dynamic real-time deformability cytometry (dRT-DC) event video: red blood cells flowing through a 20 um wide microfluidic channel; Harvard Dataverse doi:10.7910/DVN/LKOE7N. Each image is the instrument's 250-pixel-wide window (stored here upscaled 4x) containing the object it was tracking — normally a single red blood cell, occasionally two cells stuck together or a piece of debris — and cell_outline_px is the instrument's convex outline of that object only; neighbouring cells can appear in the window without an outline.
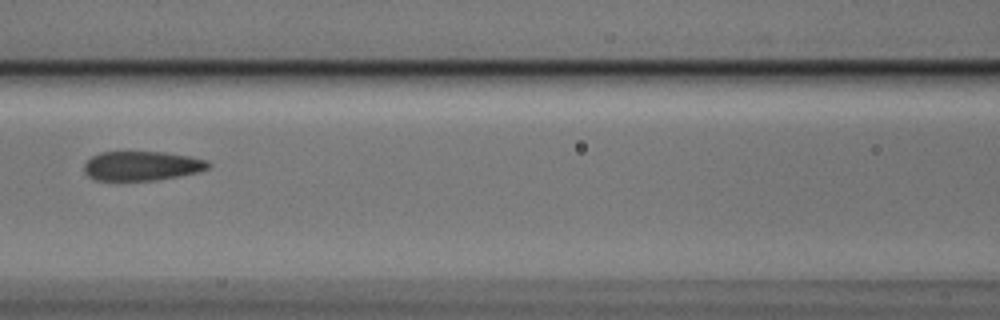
{"species": "Egyptian fruit bat (a non-hibernating species)", "species_latin": "Rousettus aegyptiacus", "temperature_condition": "cold", "stored_images_in_passage": 11, "camera_frame_rate_fps": 3000, "um_per_image_px": 0.085, "animal": {"sex": "male"}, "frame": {"image": 1, "passage_image": 7, "time_ms": 2.0, "image_size_px": [1000, 320], "cell_outline_px": [[212, 164], [208, 168], [200, 172], [156, 180], [96, 180], [88, 176], [84, 172], [84, 164], [92, 156], [100, 152], [164, 152], [188, 156], [208, 160]], "centroid_in_image_um": [12.07, 14.1], "position_along_channel_um": 154.5, "area_um2": 21.27}}
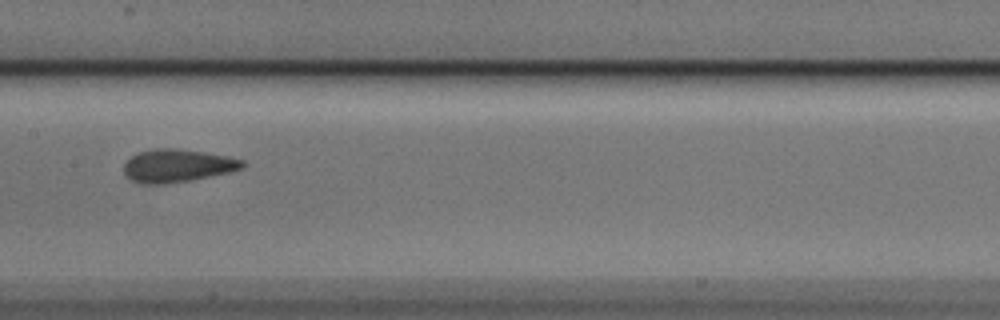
{"frame": {"image": 2, "passage_image": 8, "time_ms": 2.333, "image_size_px": [1000, 320], "cell_outline_px": [[248, 164], [244, 168], [228, 172], [188, 180], [164, 184], [140, 184], [132, 180], [124, 172], [124, 164], [132, 156], [140, 152], [152, 148], [176, 148], [228, 156], [244, 160]], "centroid_in_image_um": [15.09, 14.07], "position_along_channel_um": 192.3, "area_um2": 22.6}}
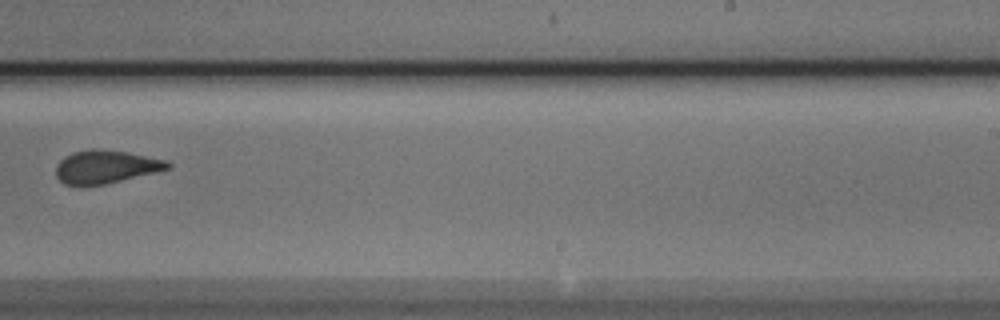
{"frame": {"image": 3, "passage_image": 10, "time_ms": 3.0, "image_size_px": [1000, 320], "cell_outline_px": [[172, 168], [156, 172], [104, 184], [84, 188], [76, 188], [64, 184], [56, 176], [56, 164], [64, 156], [72, 152], [92, 148], [128, 152], [168, 160], [172, 164]], "centroid_in_image_um": [8.95, 14.2], "position_along_channel_um": 280.0, "area_um2": 22.2}}